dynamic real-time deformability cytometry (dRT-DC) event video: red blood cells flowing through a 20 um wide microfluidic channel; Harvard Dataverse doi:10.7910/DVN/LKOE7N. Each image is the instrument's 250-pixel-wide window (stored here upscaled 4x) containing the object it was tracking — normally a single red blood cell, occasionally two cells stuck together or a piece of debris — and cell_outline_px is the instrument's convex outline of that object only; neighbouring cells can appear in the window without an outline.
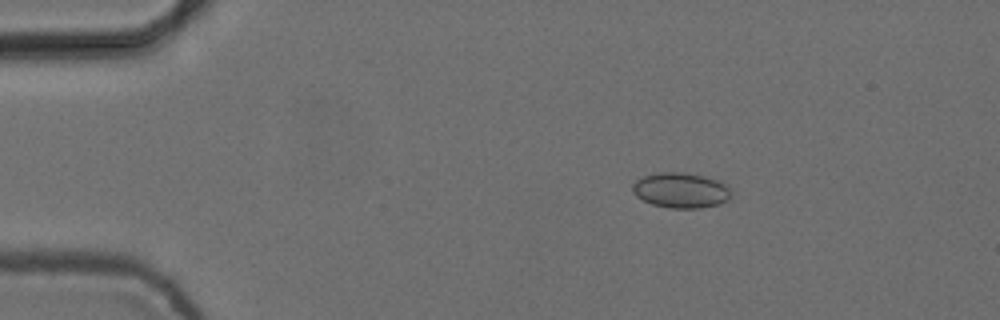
{"species": "common noctule bat (a hibernating species)", "species_latin": "Nyctalus noctula", "temperature_condition": "cold", "stored_images_in_passage": 3, "camera_frame_rate_fps": 3000, "um_per_image_px": 0.085, "animal": {"sex": "female", "body_mass_g": 24.6, "forearm_length_mm": 56.2}, "frame": {"image": 1, "passage_image": 1, "time_ms": 0.0, "image_size_px": [1000, 320], "cell_outline_px": [[732, 192], [728, 200], [720, 204], [700, 208], [668, 208], [652, 204], [636, 196], [632, 192], [632, 184], [636, 180], [644, 176], [656, 172], [680, 172], [704, 176], [716, 180], [732, 188]], "centroid_in_image_um": [57.87, 16.18], "position_along_channel_um": 27.1, "area_um2": 20.4}}
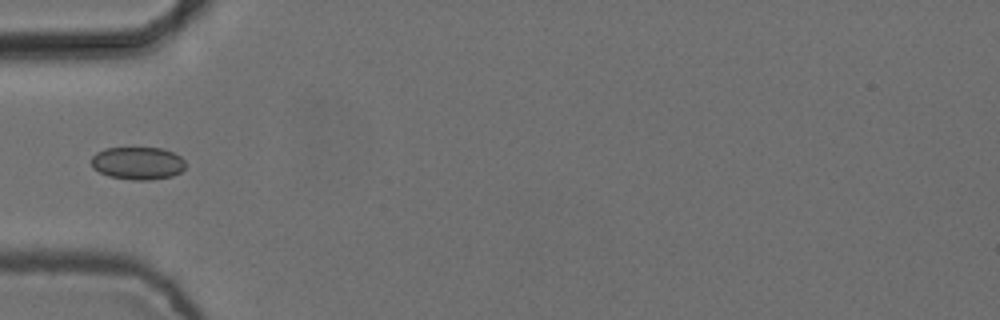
{"frame": {"image": 2, "passage_image": 3, "time_ms": 0.667, "image_size_px": [1000, 320], "cell_outline_px": [[184, 168], [180, 172], [172, 176], [148, 180], [132, 180], [108, 176], [92, 168], [92, 156], [96, 152], [104, 148], [164, 148], [180, 156], [184, 160]], "centroid_in_image_um": [11.69, 13.87], "position_along_channel_um": 73.3, "area_um2": 17.98}}